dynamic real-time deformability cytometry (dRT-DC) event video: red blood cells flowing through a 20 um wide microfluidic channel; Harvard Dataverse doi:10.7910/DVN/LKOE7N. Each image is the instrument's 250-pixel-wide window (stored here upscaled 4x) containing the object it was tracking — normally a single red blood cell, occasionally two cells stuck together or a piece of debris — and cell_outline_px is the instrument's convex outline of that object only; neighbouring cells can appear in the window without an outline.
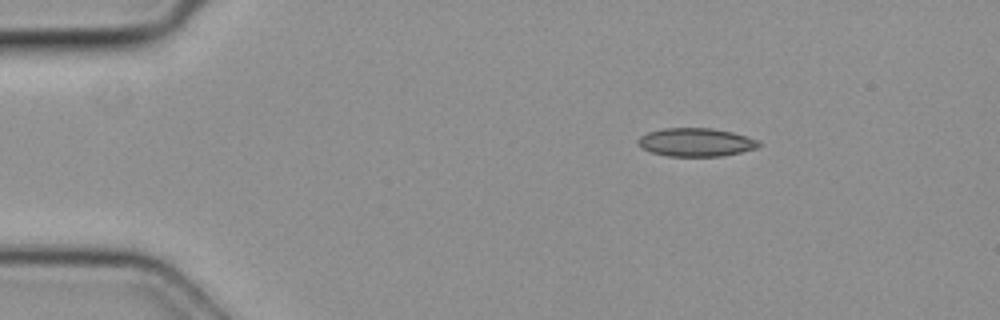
{"species": "common noctule bat (a hibernating species)", "species_latin": "Nyctalus noctula", "temperature_condition": "cold", "stored_images_in_passage": 4, "camera_frame_rate_fps": 3000, "um_per_image_px": 0.085, "animal": {"sex": "female", "body_mass_g": 19.3, "forearm_length_mm": 54.1}, "frame": {"image": 1, "passage_image": 1, "time_ms": 0.0, "image_size_px": [1000, 320], "cell_outline_px": [[760, 144], [756, 148], [740, 152], [720, 156], [668, 156], [652, 152], [636, 144], [636, 140], [640, 136], [648, 132], [664, 128], [712, 128], [732, 132], [756, 140]], "centroid_in_image_um": [59.09, 12.09], "position_along_channel_um": 25.9, "area_um2": 19.71}}
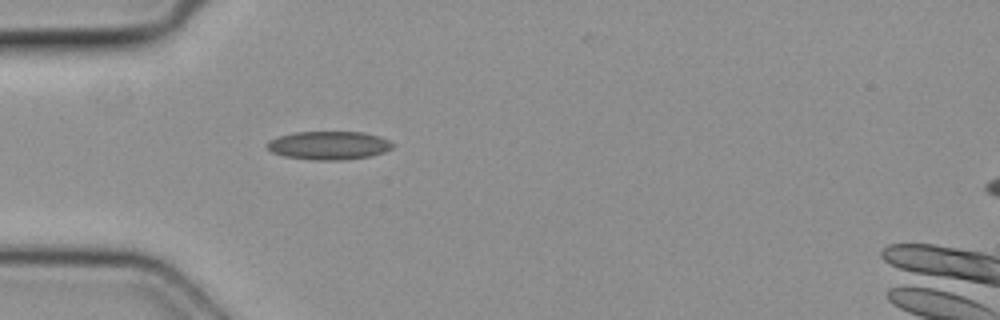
{"frame": {"image": 2, "passage_image": 3, "time_ms": 0.667, "image_size_px": [1000, 320], "cell_outline_px": [[392, 148], [384, 152], [368, 156], [336, 160], [316, 160], [284, 156], [272, 152], [264, 144], [268, 140], [280, 136], [296, 132], [364, 132], [380, 136], [388, 140], [392, 144]], "centroid_in_image_um": [27.92, 12.35], "position_along_channel_um": 57.1, "area_um2": 20.58}}